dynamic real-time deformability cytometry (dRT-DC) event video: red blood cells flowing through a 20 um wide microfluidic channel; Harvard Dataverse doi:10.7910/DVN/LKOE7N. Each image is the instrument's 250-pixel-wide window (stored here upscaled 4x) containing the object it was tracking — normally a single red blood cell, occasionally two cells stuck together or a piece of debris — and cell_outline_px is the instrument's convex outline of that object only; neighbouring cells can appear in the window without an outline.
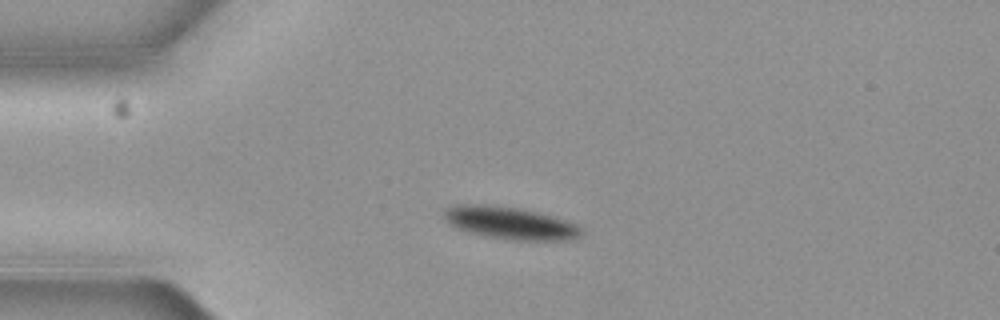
{"species": "common noctule bat (a hibernating species)", "species_latin": "Nyctalus noctula", "temperature_condition": "cold", "stored_images_in_passage": 4, "camera_frame_rate_fps": 3000, "um_per_image_px": 0.085, "animal": {"sex": "female", "body_mass_g": 19.3, "forearm_length_mm": 54.1}, "frame": {"image": 1, "passage_image": 2, "time_ms": 0.333, "image_size_px": [1000, 320], "cell_outline_px": [[584, 236], [576, 240], [508, 240], [484, 236], [468, 232], [456, 228], [448, 224], [444, 220], [444, 208], [452, 204], [488, 204], [520, 208], [552, 216], [576, 224], [584, 232]], "centroid_in_image_um": [43.33, 18.96], "position_along_channel_um": 41.7, "area_um2": 26.47}}
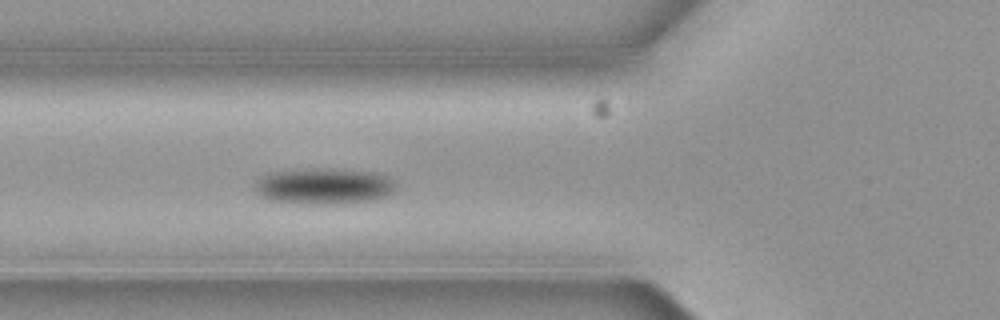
{"frame": {"image": 2, "passage_image": 4, "time_ms": 1.0, "image_size_px": [1000, 320], "cell_outline_px": [[396, 192], [376, 200], [332, 204], [312, 204], [268, 200], [260, 196], [252, 188], [252, 184], [260, 176], [268, 172], [372, 172], [384, 176], [392, 180], [396, 184]], "centroid_in_image_um": [27.49, 15.9], "position_along_channel_um": 98.3, "area_um2": 28.44}}